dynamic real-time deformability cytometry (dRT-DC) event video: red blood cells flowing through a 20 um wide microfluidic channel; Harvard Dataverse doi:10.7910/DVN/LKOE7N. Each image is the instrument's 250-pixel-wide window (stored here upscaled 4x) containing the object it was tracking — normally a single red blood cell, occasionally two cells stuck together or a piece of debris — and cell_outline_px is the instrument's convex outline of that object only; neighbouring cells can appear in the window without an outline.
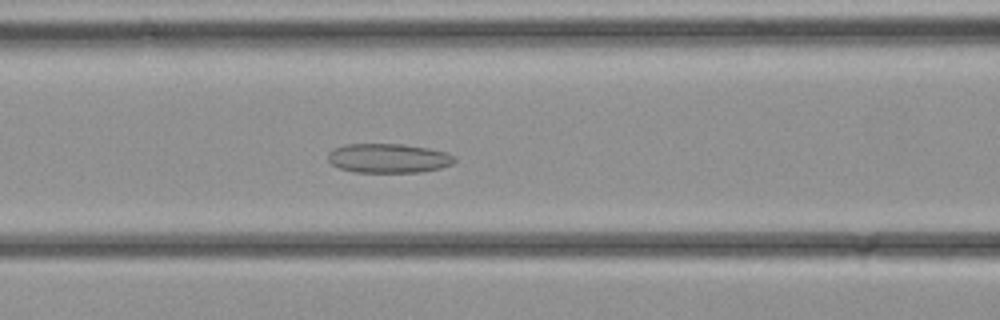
{"species": "common noctule bat (a hibernating species)", "species_latin": "Nyctalus noctula", "temperature_condition": "cold", "stored_images_in_passage": 24, "camera_frame_rate_fps": 3000, "um_per_image_px": 0.085, "animal": {"sex": "female", "body_mass_g": 21.9}, "frame": {"image": 1, "passage_image": 4, "time_ms": 1.0, "image_size_px": [1000, 320], "cell_outline_px": [[456, 160], [452, 164], [440, 168], [420, 172], [356, 172], [340, 168], [332, 164], [328, 160], [328, 152], [332, 148], [344, 144], [404, 144], [428, 148], [448, 152], [456, 156]], "centroid_in_image_um": [33.03, 13.44], "position_along_channel_um": 133.6, "area_um2": 21.79}}
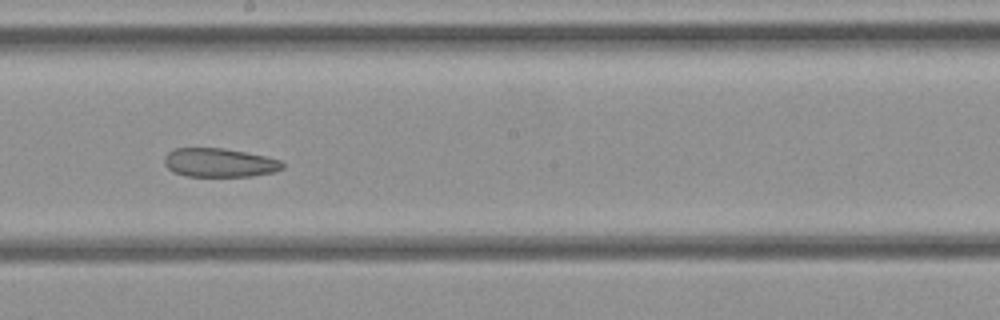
{"frame": {"image": 2, "passage_image": 9, "time_ms": 2.667, "image_size_px": [1000, 320], "cell_outline_px": [[284, 168], [276, 172], [252, 176], [184, 176], [172, 172], [164, 164], [164, 156], [168, 152], [176, 148], [224, 148], [284, 160]], "centroid_in_image_um": [18.67, 13.83], "position_along_channel_um": 229.5, "area_um2": 20.06}}
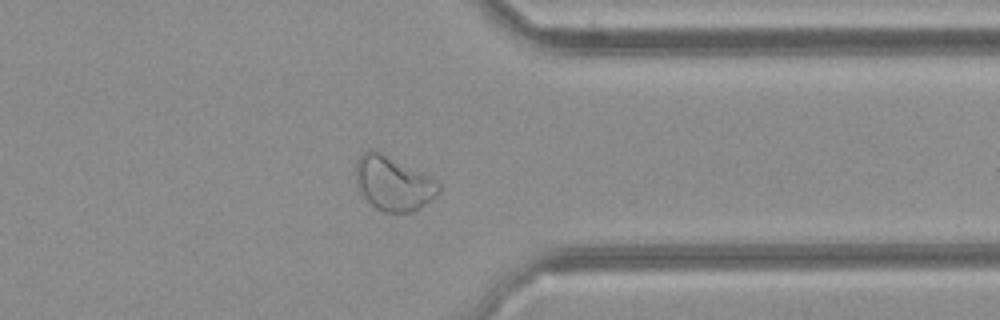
{"frame": {"image": 3, "passage_image": 17, "time_ms": 5.333, "image_size_px": [1000, 320], "cell_outline_px": [[440, 192], [432, 200], [420, 208], [412, 212], [384, 212], [376, 208], [364, 196], [356, 180], [356, 160], [368, 148], [372, 148], [436, 180], [440, 184]], "centroid_in_image_um": [33.44, 15.59], "position_along_channel_um": 378.0, "area_um2": 25.84}}